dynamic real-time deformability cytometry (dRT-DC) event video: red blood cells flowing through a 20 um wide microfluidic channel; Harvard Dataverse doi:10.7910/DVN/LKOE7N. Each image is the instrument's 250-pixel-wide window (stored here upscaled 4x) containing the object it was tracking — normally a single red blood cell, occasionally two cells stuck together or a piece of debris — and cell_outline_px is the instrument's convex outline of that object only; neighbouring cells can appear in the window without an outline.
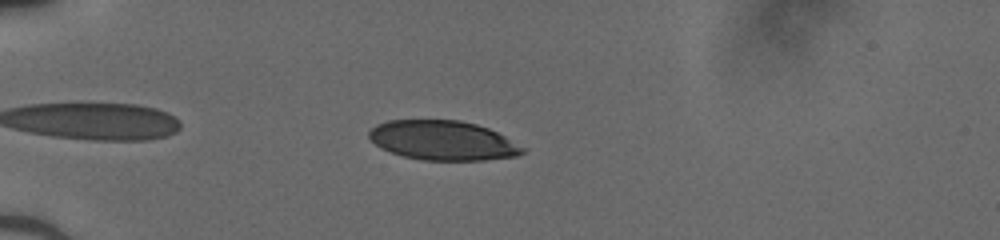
{"species": "human", "species_latin": "Homo sapiens", "temperature_condition": "cold", "stored_images_in_passage": 37, "camera_frame_rate_fps": 3000, "um_per_image_px": 0.085, "donor": {"sex": "male"}, "frame": {"image": 1, "passage_image": 5, "time_ms": 1.333, "image_size_px": [1000, 240], "cell_outline_px": [[528, 148], [524, 152], [516, 156], [484, 160], [424, 160], [404, 156], [380, 148], [368, 136], [368, 132], [376, 124], [388, 120], [460, 120], [476, 124], [488, 128]], "centroid_in_image_um": [37.66, 11.93], "position_along_channel_um": 47.3, "area_um2": 35.32}}
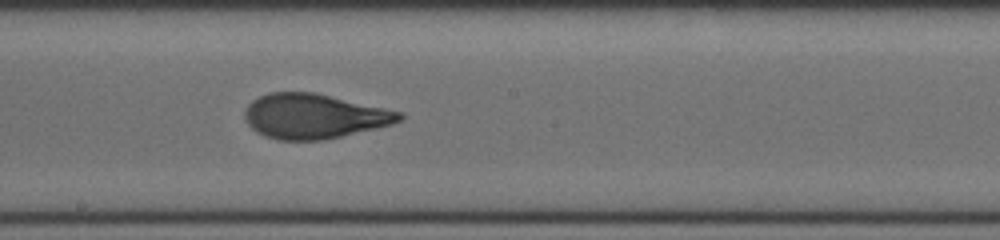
{"frame": {"image": 2, "passage_image": 20, "time_ms": 6.333, "image_size_px": [1000, 240], "cell_outline_px": [[404, 116], [400, 120], [392, 124], [376, 128], [324, 140], [280, 140], [264, 136], [256, 132], [244, 120], [244, 112], [248, 104], [252, 100], [268, 92], [312, 92], [404, 112]], "centroid_in_image_um": [26.67, 9.88], "position_along_channel_um": 221.5, "area_um2": 40.29}}
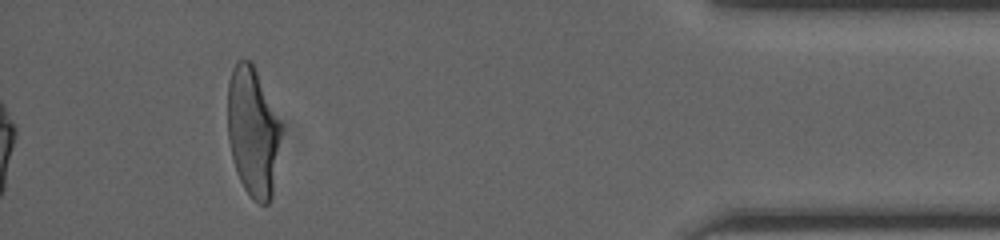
{"frame": {"image": 3, "passage_image": 37, "time_ms": 12.0, "image_size_px": [1000, 240], "cell_outline_px": [[280, 136], [272, 196], [268, 204], [260, 204], [244, 188], [236, 172], [228, 140], [228, 80], [232, 68], [240, 60], [252, 60], [280, 124]], "centroid_in_image_um": [21.46, 11.18], "position_along_channel_um": 413.7, "area_um2": 39.59}}